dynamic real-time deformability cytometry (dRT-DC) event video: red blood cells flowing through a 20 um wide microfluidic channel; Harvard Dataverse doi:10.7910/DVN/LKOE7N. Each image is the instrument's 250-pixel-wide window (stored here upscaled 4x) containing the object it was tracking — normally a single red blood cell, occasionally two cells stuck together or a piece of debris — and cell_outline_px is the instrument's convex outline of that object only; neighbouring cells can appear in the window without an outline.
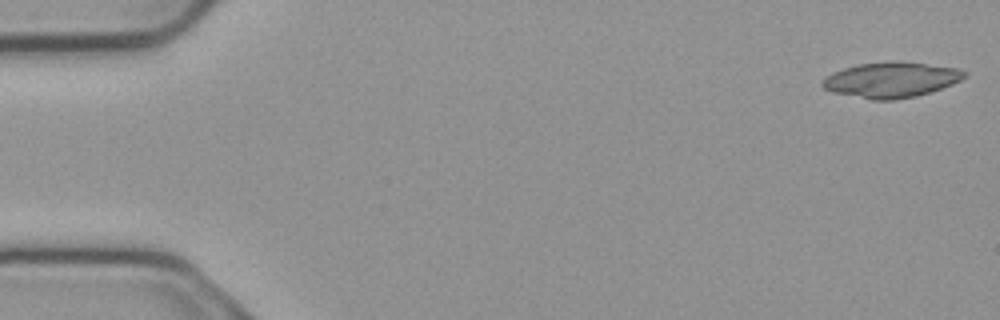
{"species": "common noctule bat (a hibernating species)", "species_latin": "Nyctalus noctula", "temperature_condition": "cold", "stored_images_in_passage": 5, "camera_frame_rate_fps": 3000, "um_per_image_px": 0.085, "animal": {"sex": "male", "body_mass_g": 23.1, "forearm_length_mm": 52.7}, "frame": {"image": 1, "passage_image": 1, "time_ms": 0.0, "image_size_px": [1000, 320], "cell_outline_px": [[968, 76], [952, 84], [916, 96], [892, 100], [872, 100], [832, 92], [824, 88], [820, 84], [832, 72], [844, 68], [860, 64], [924, 64], [956, 68], [968, 72]], "centroid_in_image_um": [75.74, 6.83], "position_along_channel_um": 9.3, "area_um2": 28.15}}